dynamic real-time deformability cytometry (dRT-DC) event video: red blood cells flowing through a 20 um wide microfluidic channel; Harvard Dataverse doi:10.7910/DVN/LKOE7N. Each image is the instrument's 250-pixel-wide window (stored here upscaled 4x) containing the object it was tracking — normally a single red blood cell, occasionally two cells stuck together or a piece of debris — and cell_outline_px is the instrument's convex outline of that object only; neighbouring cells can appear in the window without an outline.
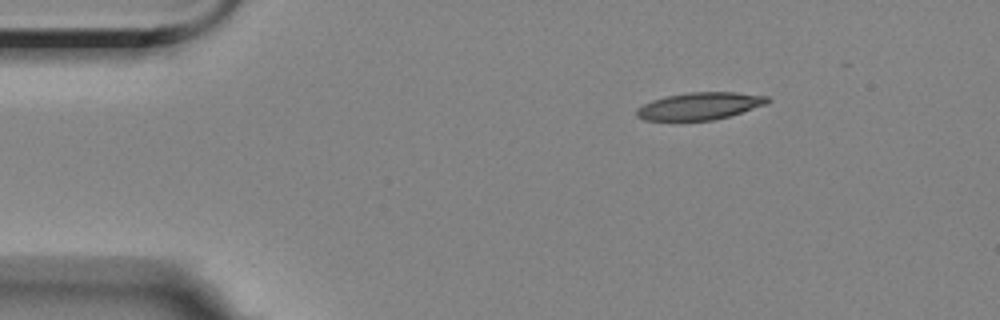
{"species": "Egyptian fruit bat (a non-hibernating species)", "species_latin": "Rousettus aegyptiacus", "temperature_condition": "room temperature", "stored_images_in_passage": 42, "camera_frame_rate_fps": 3000, "um_per_image_px": 0.085, "animal": {"sex": "female"}, "frame": {"image": 1, "passage_image": 1, "time_ms": 0.0, "image_size_px": [1000, 320], "cell_outline_px": [[772, 100], [768, 104], [728, 116], [712, 120], [644, 120], [636, 116], [636, 108], [652, 100], [668, 96], [688, 92], [736, 92], [768, 96]], "centroid_in_image_um": [59.5, 9.0], "position_along_channel_um": 25.5, "area_um2": 20.75}}
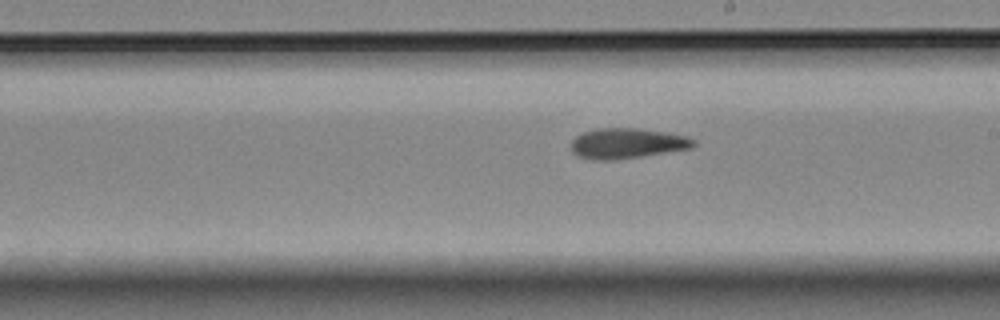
{"frame": {"image": 2, "passage_image": 24, "time_ms": 7.667, "image_size_px": [1000, 320], "cell_outline_px": [[696, 144], [692, 148], [640, 156], [612, 160], [592, 160], [580, 156], [572, 152], [572, 140], [576, 136], [584, 132], [596, 128], [636, 128], [664, 132], [688, 136], [696, 140]], "centroid_in_image_um": [53.31, 12.18], "position_along_channel_um": 235.7, "area_um2": 21.5}}
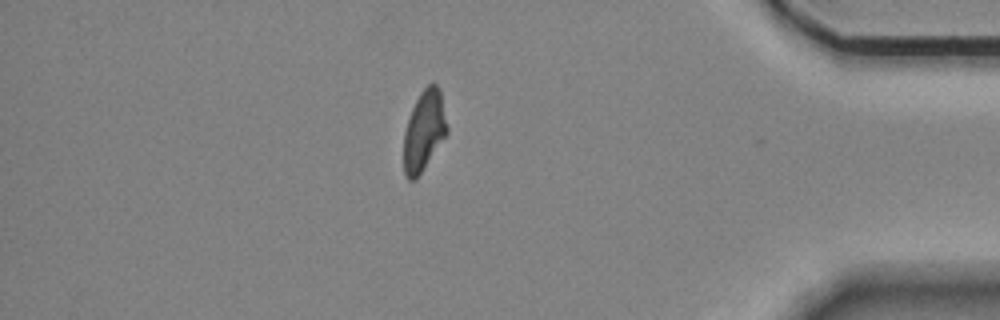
{"frame": {"image": 3, "passage_image": 41, "time_ms": 13.333, "image_size_px": [1000, 320], "cell_outline_px": [[448, 132], [416, 180], [408, 180], [404, 172], [404, 132], [412, 108], [420, 92], [428, 84], [436, 84], [440, 88], [448, 128]], "centroid_in_image_um": [36.05, 11.11], "position_along_channel_um": 399.2, "area_um2": 20.17}, "authors_computed_cell_mechanics": {"area_um2": 21.3571, "velocity_mm_per_s": 3.5187, "shape_relaxation_time_tau1_ms": null, "shape_relaxation_time_tau2_ms": 4.4103, "deformation_change_tau1": null, "deformation_change_tau2": 0.1218}}